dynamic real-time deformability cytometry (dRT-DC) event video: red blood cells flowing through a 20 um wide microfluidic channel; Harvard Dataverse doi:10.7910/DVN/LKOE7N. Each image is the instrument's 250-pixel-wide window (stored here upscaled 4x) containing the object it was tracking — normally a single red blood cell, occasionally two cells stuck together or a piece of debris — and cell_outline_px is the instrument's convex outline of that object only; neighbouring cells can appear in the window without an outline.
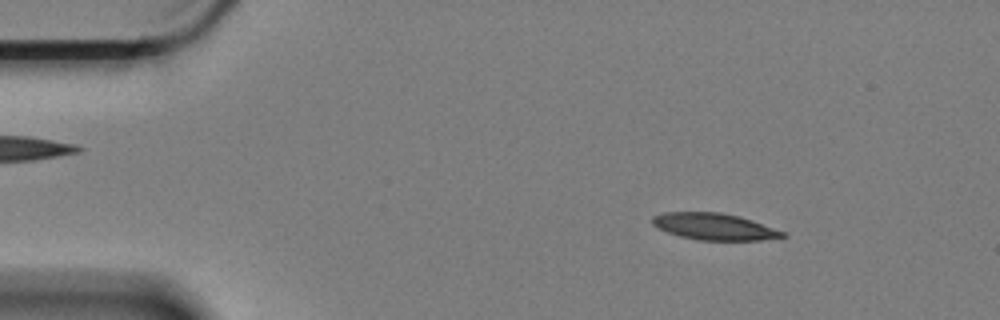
{"species": "Egyptian fruit bat (a non-hibernating species)", "species_latin": "Rousettus aegyptiacus", "temperature_condition": "cold", "stored_images_in_passage": 59, "camera_frame_rate_fps": 3000, "um_per_image_px": 0.085, "animal": {"sex": "female"}, "frame": {"image": 1, "passage_image": 8, "time_ms": 2.333, "image_size_px": [1000, 320], "cell_outline_px": [[788, 236], [760, 240], [700, 240], [680, 236], [668, 232], [652, 224], [652, 216], [664, 212], [720, 212], [740, 216], [752, 220], [784, 232]], "centroid_in_image_um": [60.71, 19.25], "position_along_channel_um": 24.3, "area_um2": 20.06}}
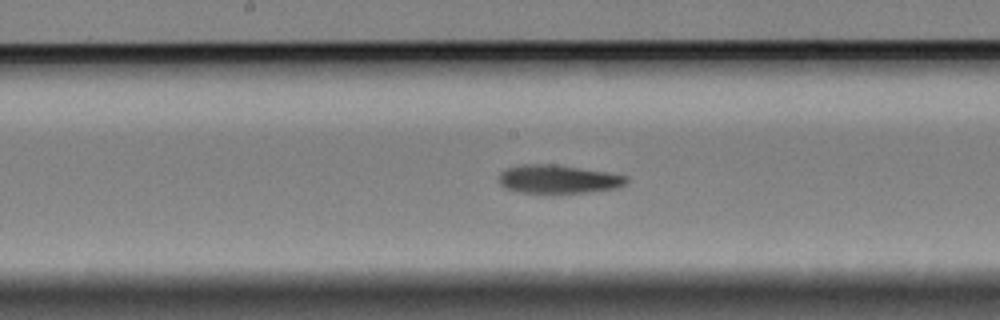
{"frame": {"image": 2, "passage_image": 30, "time_ms": 9.667, "image_size_px": [1000, 320], "cell_outline_px": [[628, 180], [624, 184], [616, 188], [584, 192], [520, 192], [504, 188], [500, 184], [500, 172], [508, 168], [520, 164], [556, 164], [608, 172], [628, 176]], "centroid_in_image_um": [47.44, 15.21], "position_along_channel_um": 200.8, "area_um2": 20.92}}
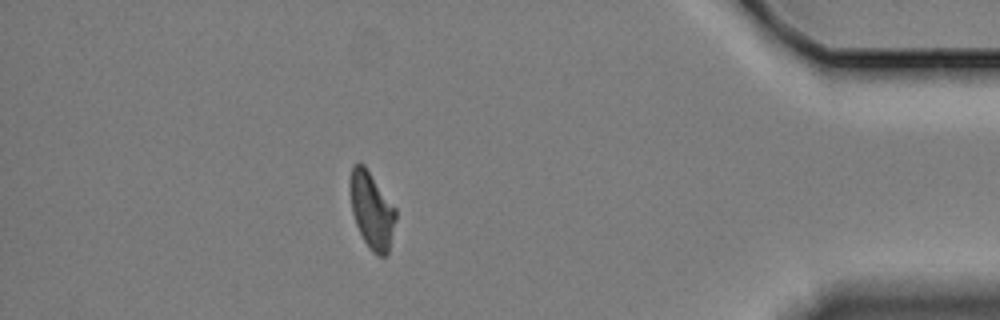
{"frame": {"image": 3, "passage_image": 52, "time_ms": 17.0, "image_size_px": [1000, 320], "cell_outline_px": [[396, 220], [388, 256], [376, 256], [368, 248], [356, 224], [352, 212], [348, 184], [352, 164], [360, 160], [364, 164], [396, 208]], "centroid_in_image_um": [31.58, 17.85], "position_along_channel_um": 403.6, "area_um2": 20.92}, "authors_computed_cell_mechanics": {"area_um2": 21.097, "velocity_mm_per_s": 3.3422, "shape_relaxation_time_tau1_ms": 6.7154, "shape_relaxation_time_tau2_ms": 10.6722, "deformation_change_tau1": 0.1736, "deformation_change_tau2": 0.1989}}